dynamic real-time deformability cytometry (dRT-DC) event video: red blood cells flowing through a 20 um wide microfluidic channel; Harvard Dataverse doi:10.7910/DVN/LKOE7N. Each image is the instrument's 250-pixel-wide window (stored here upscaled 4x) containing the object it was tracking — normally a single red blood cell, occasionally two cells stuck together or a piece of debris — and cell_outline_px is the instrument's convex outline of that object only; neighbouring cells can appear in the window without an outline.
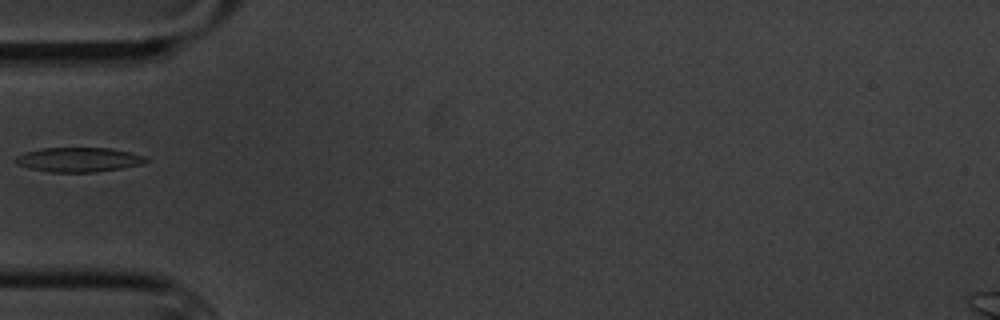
{"species": "common noctule bat (a hibernating species)", "species_latin": "Nyctalus noctula", "temperature_condition": "cold", "stored_images_in_passage": 1, "camera_frame_rate_fps": 3000, "um_per_image_px": 0.085, "animal": {"sex": "male", "body_mass_g": 20.1, "forearm_length_mm": 53.5}, "frame": {"image": 1, "passage_image": 1, "time_ms": 0.0, "image_size_px": [1000, 320], "cell_outline_px": [[148, 160], [140, 164], [120, 168], [96, 172], [52, 172], [28, 168], [16, 164], [12, 160], [16, 156], [24, 152], [40, 148], [112, 148], [132, 152], [144, 156]], "centroid_in_image_um": [6.62, 13.56], "position_along_channel_um": 78.4, "area_um2": 18.67}}